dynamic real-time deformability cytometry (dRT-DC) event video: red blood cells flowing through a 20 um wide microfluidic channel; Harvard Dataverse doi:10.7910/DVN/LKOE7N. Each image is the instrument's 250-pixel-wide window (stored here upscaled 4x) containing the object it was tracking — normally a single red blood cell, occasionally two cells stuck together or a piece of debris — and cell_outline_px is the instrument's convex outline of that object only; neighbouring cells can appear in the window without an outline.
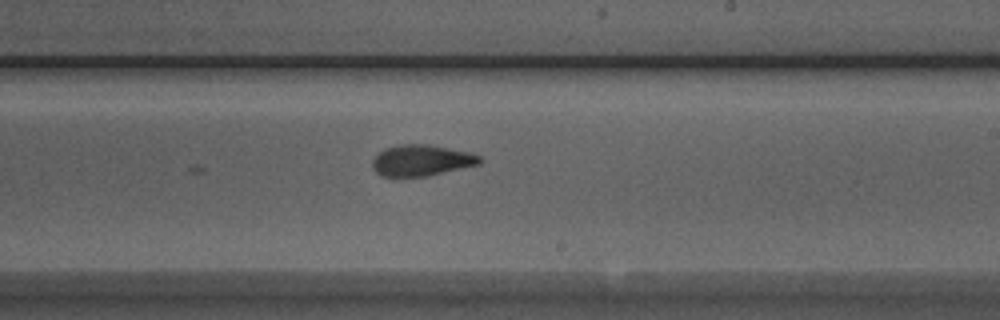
{"species": "Egyptian fruit bat (a non-hibernating species)", "species_latin": "Rousettus aegyptiacus", "temperature_condition": "room temperature", "stored_images_in_passage": 27, "camera_frame_rate_fps": 3000, "um_per_image_px": 0.085, "animal": {"sex": "male"}, "frame": {"image": 1, "passage_image": 27, "time_ms": 8.667, "image_size_px": [1000, 320], "cell_outline_px": [[484, 160], [480, 164], [428, 176], [380, 176], [372, 168], [372, 160], [384, 148], [400, 144], [428, 144], [472, 152], [480, 156]], "centroid_in_image_um": [35.85, 13.62], "position_along_channel_um": 253.1, "area_um2": 19.65}}